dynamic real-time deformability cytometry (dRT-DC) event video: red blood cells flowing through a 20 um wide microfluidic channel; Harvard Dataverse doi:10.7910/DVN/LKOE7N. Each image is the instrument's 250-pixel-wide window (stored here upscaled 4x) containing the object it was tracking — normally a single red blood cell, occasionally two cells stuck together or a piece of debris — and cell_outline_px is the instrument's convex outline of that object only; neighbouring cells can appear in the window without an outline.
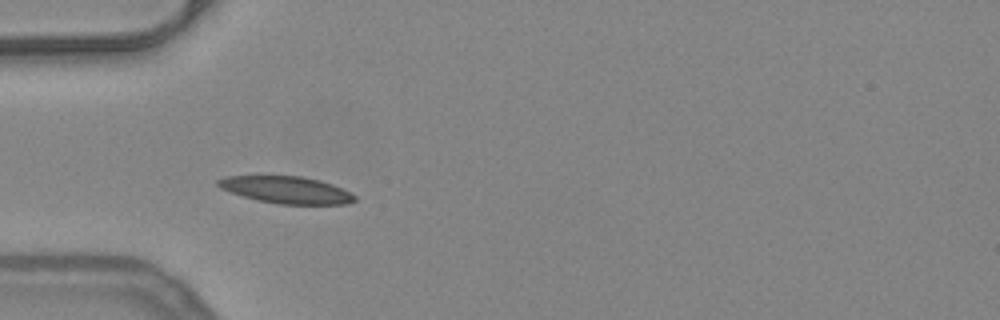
{"species": "common noctule bat (a hibernating species)", "species_latin": "Nyctalus noctula", "temperature_condition": "warm", "stored_images_in_passage": 32, "camera_frame_rate_fps": 3000, "um_per_image_px": 0.085, "animal": {"sex": "female", "body_mass_g": 24.6, "forearm_length_mm": 56.2}, "frame": {"image": 1, "passage_image": 1, "time_ms": 0.0, "image_size_px": [1000, 320], "cell_outline_px": [[356, 200], [348, 204], [280, 204], [256, 200], [220, 188], [216, 184], [216, 180], [224, 176], [300, 176], [320, 180], [332, 184], [356, 196]], "centroid_in_image_um": [24.32, 16.14], "position_along_channel_um": 60.7, "area_um2": 21.39}}
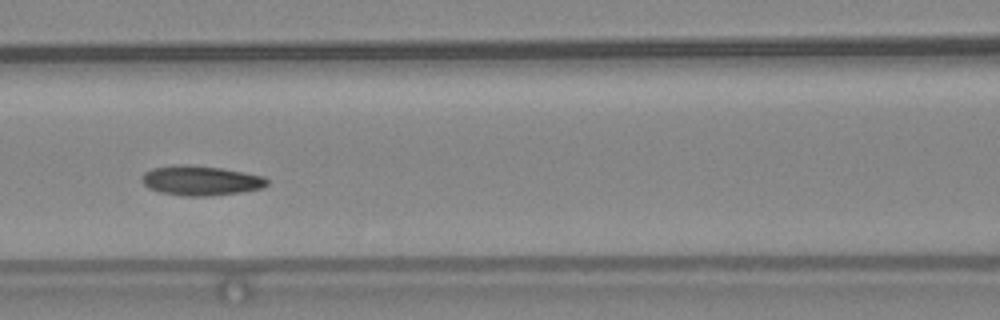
{"frame": {"image": 2, "passage_image": 8, "time_ms": 2.333, "image_size_px": [1000, 320], "cell_outline_px": [[268, 184], [260, 188], [240, 192], [208, 196], [184, 196], [160, 192], [148, 188], [140, 180], [140, 176], [144, 172], [152, 168], [176, 164], [184, 164], [220, 168], [244, 172], [264, 176], [268, 180]], "centroid_in_image_um": [17.01, 15.34], "position_along_channel_um": 149.6, "area_um2": 21.73}}
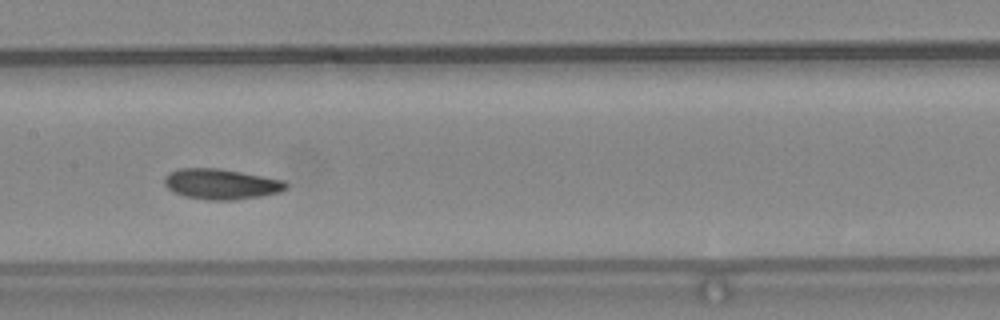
{"frame": {"image": 3, "passage_image": 11, "time_ms": 3.333, "image_size_px": [1000, 320], "cell_outline_px": [[288, 188], [280, 192], [260, 196], [232, 200], [208, 200], [184, 196], [168, 188], [164, 184], [164, 176], [168, 172], [180, 168], [220, 168], [284, 180], [288, 184]], "centroid_in_image_um": [18.8, 15.64], "position_along_channel_um": 188.6, "area_um2": 21.62}, "authors_computed_cell_mechanics": {"area_um2": 20.6057, "velocity_mm_per_s": 3.9107, "shape_relaxation_time_tau1_ms": 6.4601, "shape_relaxation_time_tau2_ms": 4.9202, "deformation_change_tau1": 0.1561, "deformation_change_tau2": 0.1085}}